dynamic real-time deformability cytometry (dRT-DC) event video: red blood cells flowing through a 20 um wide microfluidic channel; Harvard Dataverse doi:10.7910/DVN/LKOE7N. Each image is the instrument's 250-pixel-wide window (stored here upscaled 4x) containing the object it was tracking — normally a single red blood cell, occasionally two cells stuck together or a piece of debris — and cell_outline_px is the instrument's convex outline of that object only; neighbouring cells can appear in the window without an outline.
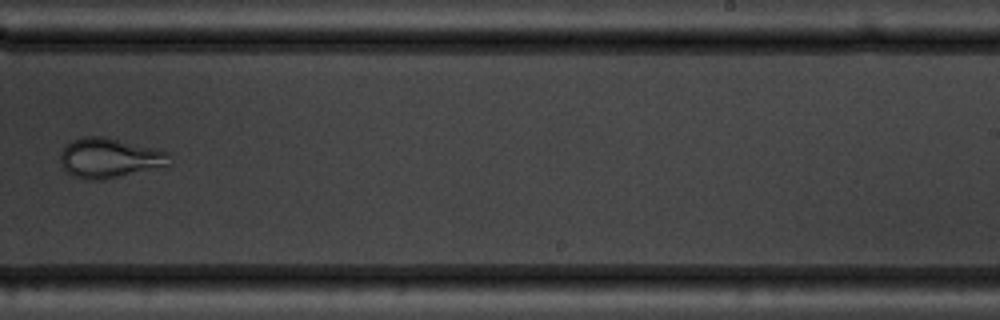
{"species": "common noctule bat (a hibernating species)", "species_latin": "Nyctalus noctula", "temperature_condition": "warm", "stored_images_in_passage": 10, "camera_frame_rate_fps": 3000, "um_per_image_px": 0.085, "animal": {"sex": "male", "body_mass_g": 19.5, "forearm_length_mm": 54.6}, "frame": {"image": 1, "passage_image": 10, "time_ms": 11.0, "image_size_px": [1000, 320], "cell_outline_px": [[172, 164], [104, 180], [84, 180], [68, 172], [64, 168], [60, 160], [60, 152], [72, 140], [84, 136], [104, 136], [156, 148], [168, 152]], "centroid_in_image_um": [9.32, 13.42], "position_along_channel_um": 279.7, "area_um2": 25.32}}